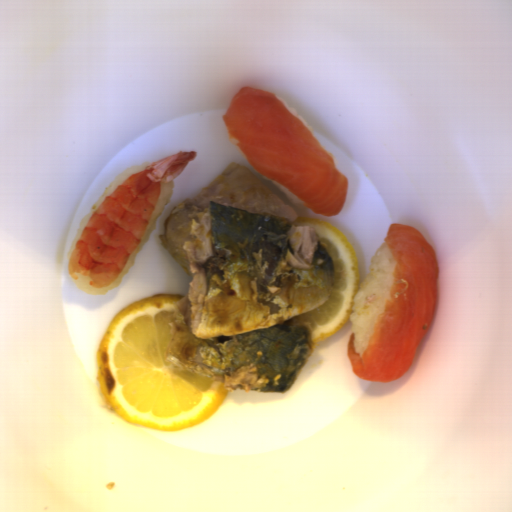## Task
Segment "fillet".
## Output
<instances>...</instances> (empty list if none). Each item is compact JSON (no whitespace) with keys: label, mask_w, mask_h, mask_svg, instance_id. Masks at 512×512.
<instances>
[{"label":"fillet","mask_w":512,"mask_h":512,"mask_svg":"<svg viewBox=\"0 0 512 512\" xmlns=\"http://www.w3.org/2000/svg\"><path fill=\"white\" fill-rule=\"evenodd\" d=\"M221 118L231 143L260 175L281 185L316 215L341 213L349 193L348 177L275 92L243 85Z\"/></svg>","instance_id":"obj_1"},{"label":"fillet","mask_w":512,"mask_h":512,"mask_svg":"<svg viewBox=\"0 0 512 512\" xmlns=\"http://www.w3.org/2000/svg\"><path fill=\"white\" fill-rule=\"evenodd\" d=\"M384 243L396 262L390 298L376 317L362 356L355 349V332L350 334L347 358L356 376L386 384L413 367L434 320L440 267L433 246L412 225L390 224Z\"/></svg>","instance_id":"obj_2"}]
</instances>
